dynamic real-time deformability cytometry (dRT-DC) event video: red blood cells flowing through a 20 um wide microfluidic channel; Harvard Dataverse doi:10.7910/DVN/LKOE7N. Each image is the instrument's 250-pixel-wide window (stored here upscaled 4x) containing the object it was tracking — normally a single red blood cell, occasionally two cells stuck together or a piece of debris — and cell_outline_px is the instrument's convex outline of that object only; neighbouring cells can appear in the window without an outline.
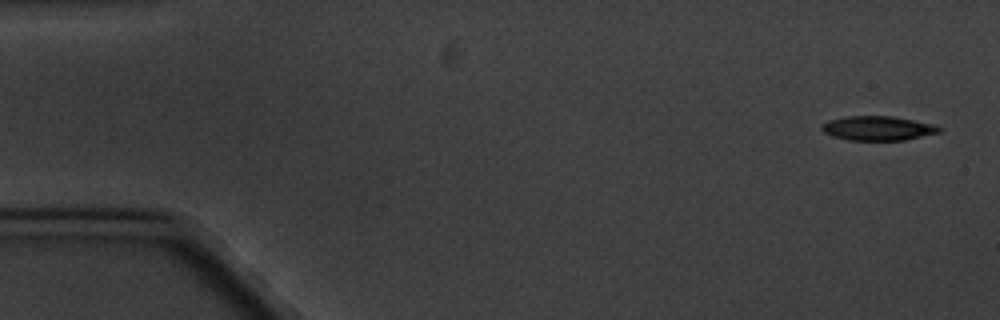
{"species": "common noctule bat (a hibernating species)", "species_latin": "Nyctalus noctula", "temperature_condition": "cold", "stored_images_in_passage": 6, "camera_frame_rate_fps": 3000, "um_per_image_px": 0.085, "animal": {"sex": "male", "body_mass_g": 20.1, "forearm_length_mm": 53.5}, "frame": {"image": 1, "passage_image": 1, "time_ms": 0.0, "image_size_px": [1000, 320], "cell_outline_px": [[940, 132], [904, 140], [848, 140], [832, 136], [824, 132], [820, 128], [820, 124], [828, 120], [844, 116], [892, 116], [932, 124], [940, 128]], "centroid_in_image_um": [74.53, 10.9], "position_along_channel_um": 10.5, "area_um2": 16.59}}